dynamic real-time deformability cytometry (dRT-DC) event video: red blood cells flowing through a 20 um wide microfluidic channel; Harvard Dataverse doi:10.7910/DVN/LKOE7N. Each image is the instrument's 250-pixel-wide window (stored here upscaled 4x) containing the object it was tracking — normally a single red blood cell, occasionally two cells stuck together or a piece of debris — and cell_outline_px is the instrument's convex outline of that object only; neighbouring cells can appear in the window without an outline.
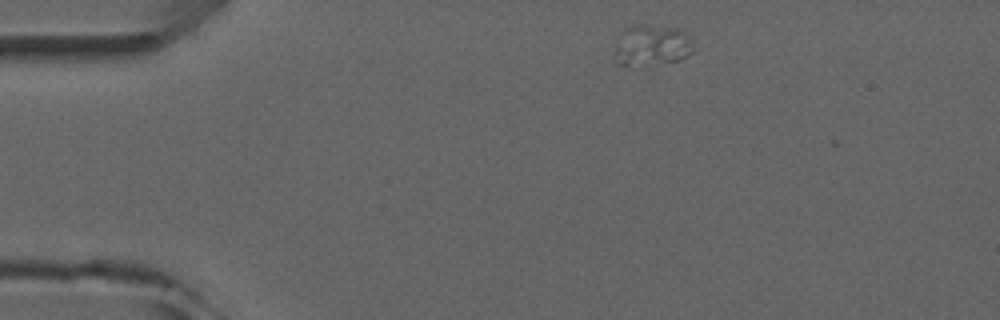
{"species": "common noctule bat (a hibernating species)", "species_latin": "Nyctalus noctula", "temperature_condition": "room temperature", "stored_images_in_passage": 5, "camera_frame_rate_fps": 3000, "um_per_image_px": 0.085, "animal": {"sex": "male", "forearm_length_mm": 52.5}, "frame": {"image": 1, "passage_image": 1, "time_ms": 0.0, "image_size_px": [1000, 320], "cell_outline_px": [[692, 52], [680, 60], [628, 64], [616, 64], [612, 60], [612, 56], [620, 32], [624, 28], [632, 24], [644, 24], [684, 28], [688, 36], [692, 48]], "centroid_in_image_um": [55.34, 3.78], "position_along_channel_um": 29.7, "area_um2": 18.84}}
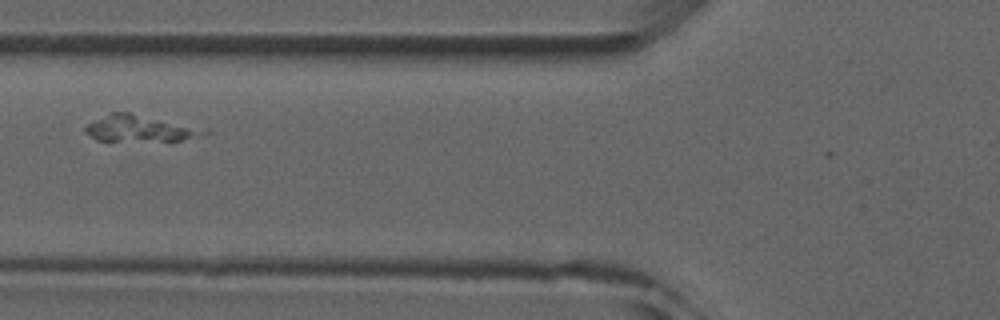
{"frame": {"image": 2, "passage_image": 4, "time_ms": 3.667, "image_size_px": [1000, 320], "cell_outline_px": [[192, 132], [188, 136], [180, 140], [108, 144], [96, 140], [84, 132], [84, 128], [88, 124], [112, 112], [128, 112], [184, 128]], "centroid_in_image_um": [11.3, 11.0], "position_along_channel_um": 114.5, "area_um2": 16.7}}
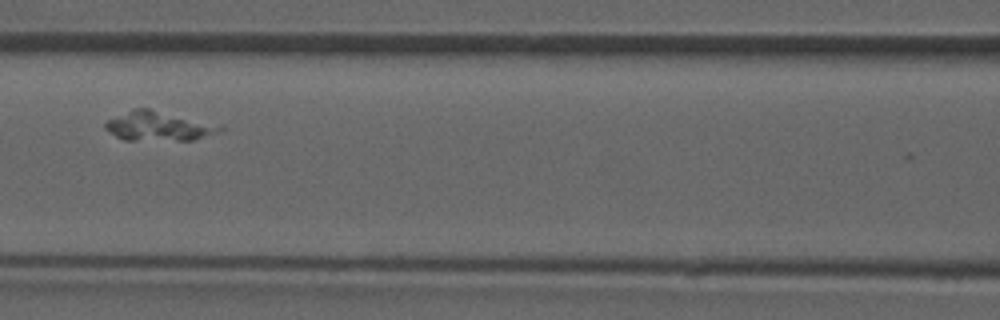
{"frame": {"image": 3, "passage_image": 5, "time_ms": 4.667, "image_size_px": [1000, 320], "cell_outline_px": [[208, 132], [192, 140], [124, 140], [116, 136], [104, 128], [104, 124], [108, 120], [132, 108], [148, 108], [184, 120], [204, 128]], "centroid_in_image_um": [12.91, 10.74], "position_along_channel_um": 153.7, "area_um2": 16.82}}